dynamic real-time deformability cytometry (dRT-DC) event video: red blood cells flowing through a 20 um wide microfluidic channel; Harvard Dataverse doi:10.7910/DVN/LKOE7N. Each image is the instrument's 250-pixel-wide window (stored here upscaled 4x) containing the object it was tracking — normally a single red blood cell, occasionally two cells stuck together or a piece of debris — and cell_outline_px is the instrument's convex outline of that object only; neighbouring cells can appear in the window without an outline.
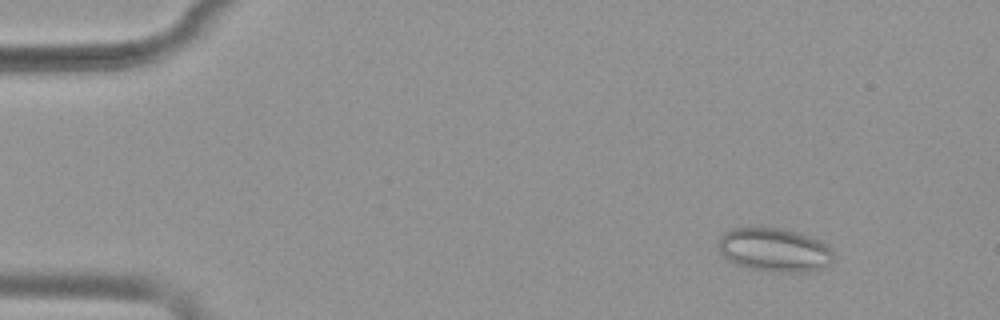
{"species": "common noctule bat (a hibernating species)", "species_latin": "Nyctalus noctula", "temperature_condition": "warm", "stored_images_in_passage": 52, "camera_frame_rate_fps": 3000, "um_per_image_px": 0.085, "animal": {"sex": "female", "body_mass_g": 19.9}, "frame": {"image": 1, "passage_image": 6, "time_ms": 1.667, "image_size_px": [1000, 320], "cell_outline_px": [[832, 260], [824, 268], [804, 272], [772, 272], [748, 268], [736, 264], [728, 260], [720, 252], [716, 240], [728, 228], [752, 224], [784, 228], [812, 236], [820, 240], [832, 252]], "centroid_in_image_um": [65.74, 21.18], "position_along_channel_um": 19.3, "area_um2": 30.35}}
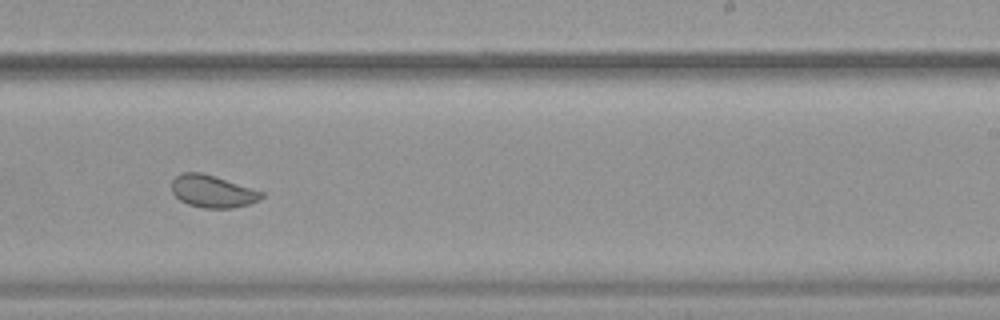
{"frame": {"image": 2, "passage_image": 33, "time_ms": 10.667, "image_size_px": [1000, 320], "cell_outline_px": [[264, 196], [260, 200], [248, 204], [232, 208], [204, 208], [188, 204], [180, 200], [172, 192], [172, 180], [180, 172], [200, 172], [264, 192]], "centroid_in_image_um": [18.05, 16.27], "position_along_channel_um": 270.9, "area_um2": 16.76}}
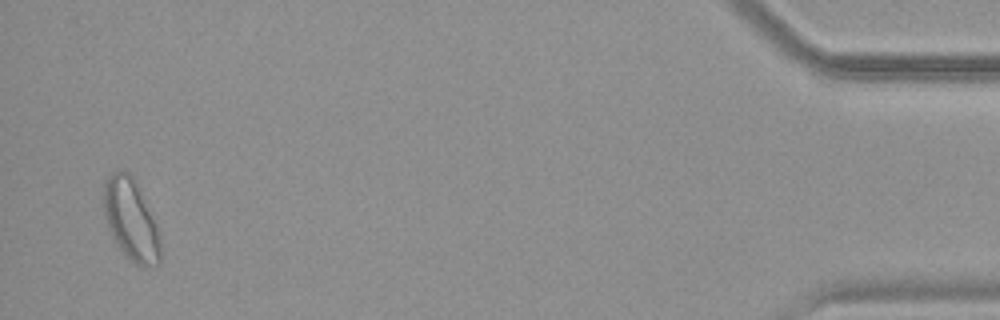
{"frame": {"image": 3, "passage_image": 51, "time_ms": 16.667, "image_size_px": [1000, 320], "cell_outline_px": [[160, 264], [140, 264], [128, 260], [116, 244], [112, 236], [104, 212], [104, 184], [108, 176], [116, 168], [128, 172], [136, 180], [156, 224], [160, 236]], "centroid_in_image_um": [11.12, 18.63], "position_along_channel_um": 424.1, "area_um2": 26.7}, "authors_computed_cell_mechanics": {"area_um2": 22.1085, "velocity_mm_per_s": 3.878, "shape_relaxation_time_tau1_ms": null, "shape_relaxation_time_tau2_ms": 0.7862, "deformation_change_tau1": null, "deformation_change_tau2": 0.065}}